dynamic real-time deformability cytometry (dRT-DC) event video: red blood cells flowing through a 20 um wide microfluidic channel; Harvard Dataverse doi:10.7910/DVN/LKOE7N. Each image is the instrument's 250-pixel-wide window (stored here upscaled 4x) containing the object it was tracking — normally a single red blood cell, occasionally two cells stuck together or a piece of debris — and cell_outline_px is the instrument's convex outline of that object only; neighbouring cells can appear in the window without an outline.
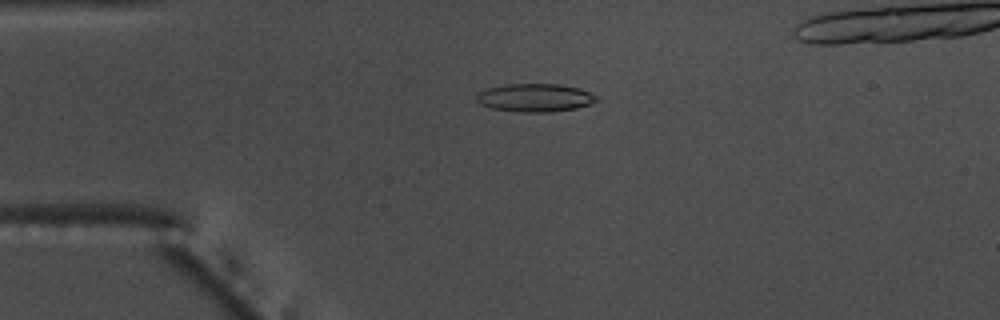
{"species": "common noctule bat (a hibernating species)", "species_latin": "Nyctalus noctula", "temperature_condition": "warm", "stored_images_in_passage": 53, "camera_frame_rate_fps": 3000, "um_per_image_px": 0.085, "animal": {"sex": "male", "body_mass_g": 17.5, "forearm_length_mm": 52.3}, "frame": {"image": 1, "passage_image": 14, "time_ms": 4.333, "image_size_px": [1000, 320], "cell_outline_px": [[596, 100], [588, 104], [576, 108], [552, 112], [520, 112], [492, 108], [480, 104], [476, 100], [476, 96], [480, 92], [488, 88], [508, 84], [560, 84], [580, 88], [596, 96]], "centroid_in_image_um": [45.46, 8.3], "position_along_channel_um": 39.5, "area_um2": 19.48}}
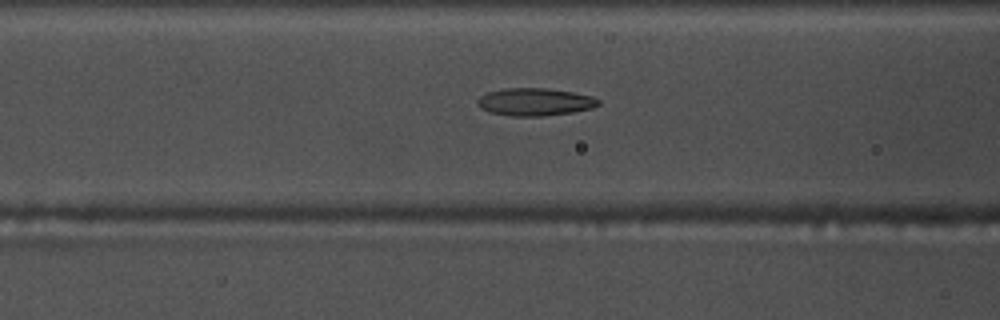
{"frame": {"image": 2, "passage_image": 23, "time_ms": 7.333, "image_size_px": [1000, 320], "cell_outline_px": [[600, 104], [592, 108], [572, 112], [544, 116], [512, 116], [492, 112], [480, 108], [476, 104], [476, 100], [480, 96], [488, 92], [504, 88], [544, 88], [572, 92], [592, 96], [600, 100]], "centroid_in_image_um": [45.46, 8.66], "position_along_channel_um": 121.1, "area_um2": 19.42}}
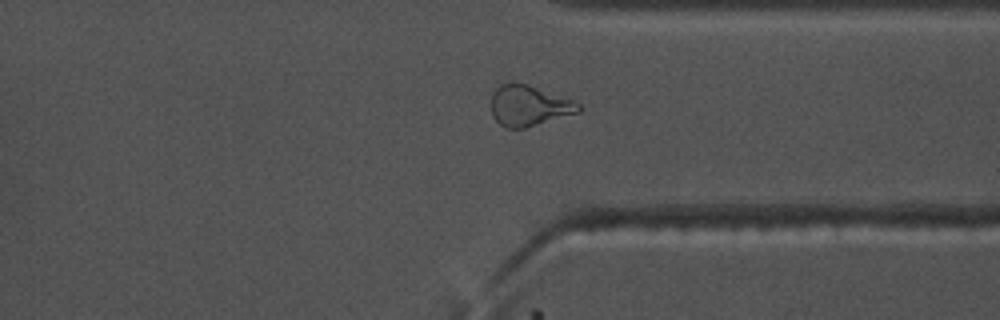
{"frame": {"image": 3, "passage_image": 43, "time_ms": 14.0, "image_size_px": [1000, 320], "cell_outline_px": [[584, 108], [580, 112], [524, 128], [504, 128], [492, 116], [492, 92], [500, 84], [512, 80], [528, 84], [572, 100], [580, 104]], "centroid_in_image_um": [44.94, 8.96], "position_along_channel_um": 366.5, "area_um2": 20.92}, "authors_computed_cell_mechanics": {"area_um2": 19.074, "velocity_mm_per_s": 3.6884, "shape_relaxation_time_tau1_ms": null, "shape_relaxation_time_tau2_ms": 1.7104, "deformation_change_tau1": null, "deformation_change_tau2": 0.0934}}